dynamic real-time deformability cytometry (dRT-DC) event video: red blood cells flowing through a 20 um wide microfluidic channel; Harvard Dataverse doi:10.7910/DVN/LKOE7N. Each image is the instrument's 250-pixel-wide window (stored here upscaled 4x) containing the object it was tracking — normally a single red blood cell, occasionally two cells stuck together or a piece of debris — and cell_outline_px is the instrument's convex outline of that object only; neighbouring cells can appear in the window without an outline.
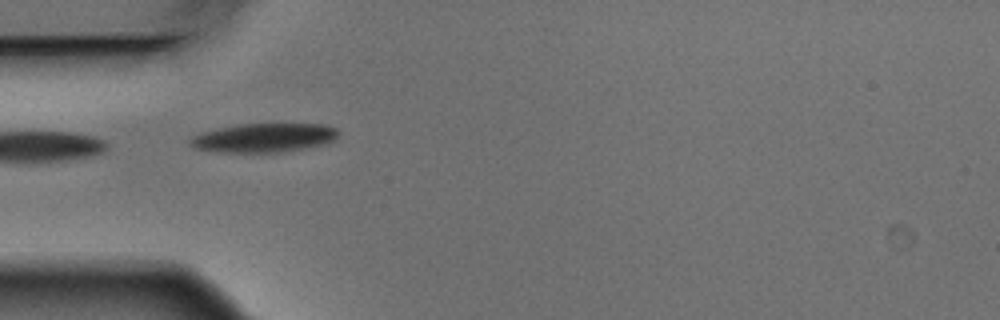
{"species": "Egyptian fruit bat (a non-hibernating species)", "species_latin": "Rousettus aegyptiacus", "temperature_condition": "warm", "stored_images_in_passage": 9, "camera_frame_rate_fps": 3000, "um_per_image_px": 0.085, "animal": {"sex": "male"}, "frame": {"image": 1, "passage_image": 4, "time_ms": 1.0, "image_size_px": [1000, 320], "cell_outline_px": [[340, 132], [332, 140], [324, 144], [304, 148], [280, 152], [216, 152], [196, 148], [188, 144], [188, 140], [192, 136], [200, 132], [236, 124], [324, 124], [336, 128]], "centroid_in_image_um": [22.38, 11.7], "position_along_channel_um": 62.6, "area_um2": 25.03}}
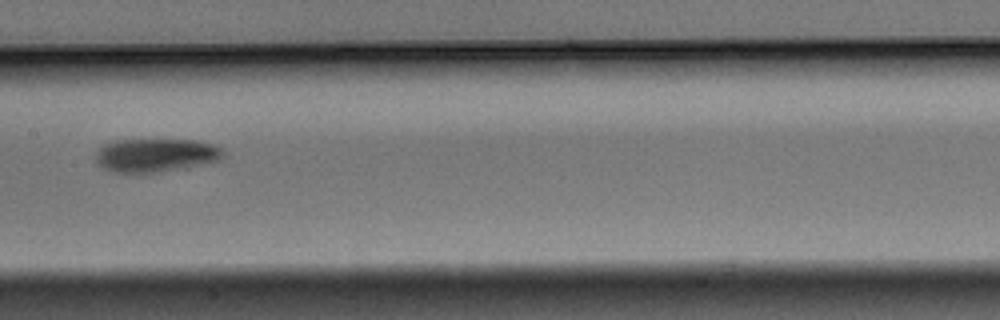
{"frame": {"image": 2, "passage_image": 7, "time_ms": 2.0, "image_size_px": [1000, 320], "cell_outline_px": [[224, 156], [216, 160], [200, 164], [160, 172], [116, 172], [104, 168], [96, 160], [96, 156], [100, 148], [104, 144], [116, 140], [196, 140], [212, 144], [220, 148], [224, 152]], "centroid_in_image_um": [13.23, 13.18], "position_along_channel_um": 194.2, "area_um2": 24.28}}
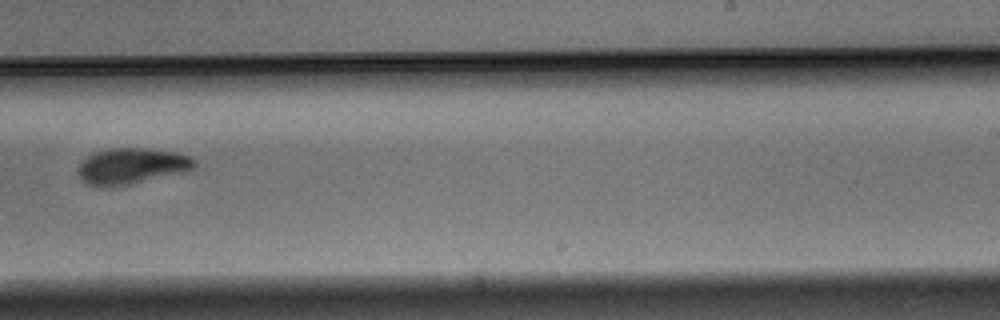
{"frame": {"image": 3, "passage_image": 9, "time_ms": 2.667, "image_size_px": [1000, 320], "cell_outline_px": [[196, 164], [188, 172], [132, 184], [108, 188], [100, 188], [88, 184], [76, 172], [80, 164], [88, 156], [96, 152], [108, 148], [144, 148], [180, 152], [188, 156]], "centroid_in_image_um": [11.2, 14.13], "position_along_channel_um": 277.8, "area_um2": 24.74}}